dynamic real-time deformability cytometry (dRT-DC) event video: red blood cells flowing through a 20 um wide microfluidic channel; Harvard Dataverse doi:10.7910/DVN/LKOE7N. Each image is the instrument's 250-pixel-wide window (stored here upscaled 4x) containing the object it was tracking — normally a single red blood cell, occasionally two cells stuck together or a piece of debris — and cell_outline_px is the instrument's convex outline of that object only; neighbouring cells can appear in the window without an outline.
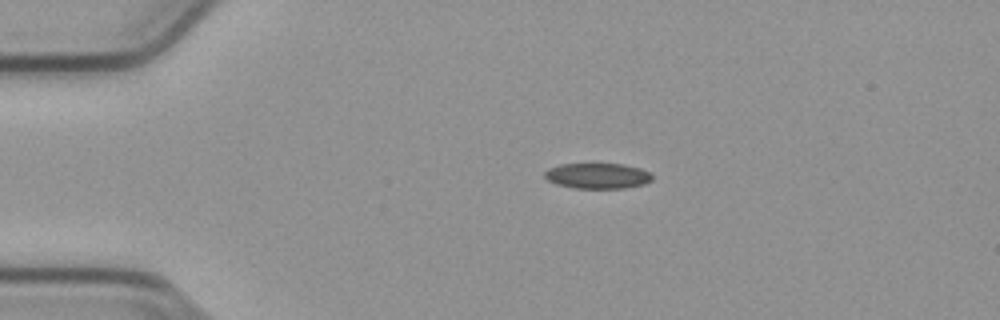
{"species": "common noctule bat (a hibernating species)", "species_latin": "Nyctalus noctula", "temperature_condition": "cold", "stored_images_in_passage": 44, "camera_frame_rate_fps": 3000, "um_per_image_px": 0.085, "animal": {"sex": "male", "body_mass_g": 23.1, "forearm_length_mm": 52.7}, "frame": {"image": 1, "passage_image": 1, "time_ms": 0.0, "image_size_px": [1000, 320], "cell_outline_px": [[652, 180], [644, 184], [624, 188], [572, 188], [556, 184], [548, 180], [544, 176], [544, 172], [548, 168], [560, 164], [624, 164], [640, 168], [648, 172], [652, 176]], "centroid_in_image_um": [50.77, 14.95], "position_along_channel_um": 34.2, "area_um2": 16.01}}
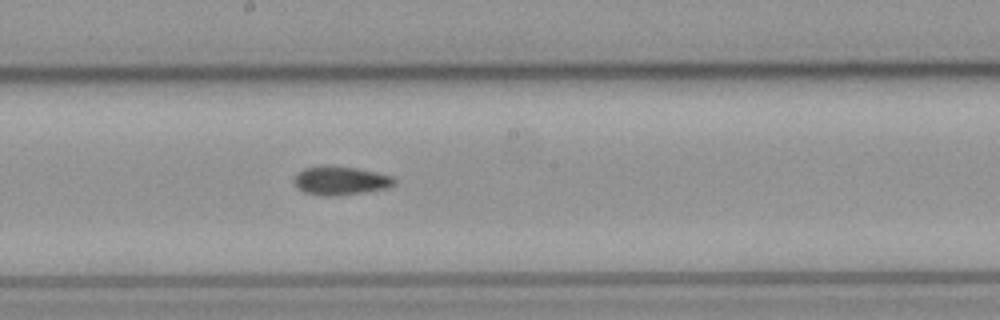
{"frame": {"image": 2, "passage_image": 19, "time_ms": 6.0, "image_size_px": [1000, 320], "cell_outline_px": [[396, 184], [384, 188], [368, 192], [336, 196], [320, 196], [304, 192], [292, 180], [304, 168], [356, 168], [376, 172], [392, 176], [396, 180]], "centroid_in_image_um": [29.0, 15.4], "position_along_channel_um": 219.2, "area_um2": 16.13}}
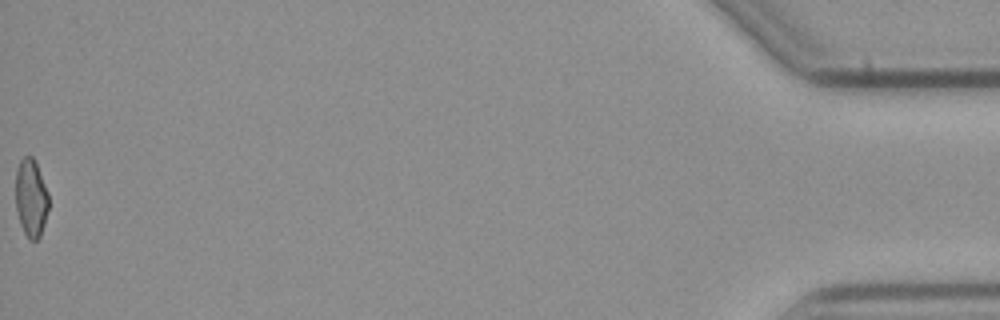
{"frame": {"image": 3, "passage_image": 44, "time_ms": 14.333, "image_size_px": [1000, 320], "cell_outline_px": [[48, 208], [44, 224], [40, 236], [36, 240], [28, 240], [20, 224], [16, 208], [16, 168], [20, 160], [24, 156], [32, 156], [36, 164], [48, 192]], "centroid_in_image_um": [2.62, 16.84], "position_along_channel_um": 432.6, "area_um2": 14.91}, "authors_computed_cell_mechanics": {"area_um2": 16.184, "velocity_mm_per_s": 3.8199, "shape_relaxation_time_tau1_ms": null, "shape_relaxation_time_tau2_ms": 4.8075, "deformation_change_tau1": null, "deformation_change_tau2": 0.0998}}